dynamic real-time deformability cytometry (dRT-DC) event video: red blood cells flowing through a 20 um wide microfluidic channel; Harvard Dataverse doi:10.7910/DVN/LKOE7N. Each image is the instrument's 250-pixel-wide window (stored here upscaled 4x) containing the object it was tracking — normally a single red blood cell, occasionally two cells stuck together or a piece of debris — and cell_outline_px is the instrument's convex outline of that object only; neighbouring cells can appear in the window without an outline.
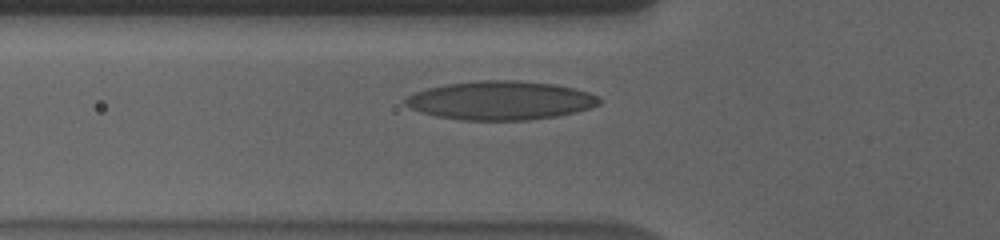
{"species": "human", "species_latin": "Homo sapiens", "temperature_condition": "cold", "stored_images_in_passage": 33, "camera_frame_rate_fps": 3000, "um_per_image_px": 0.085, "donor": {"sex": "male"}, "frame": {"image": 1, "passage_image": 2, "time_ms": 0.333, "image_size_px": [1000, 240], "cell_outline_px": [[600, 104], [592, 108], [576, 112], [556, 116], [528, 120], [464, 120], [436, 116], [420, 112], [404, 104], [404, 96], [428, 88], [448, 84], [480, 80], [516, 80], [556, 84], [576, 88], [600, 96]], "centroid_in_image_um": [42.58, 8.53], "position_along_channel_um": 83.2, "area_um2": 43.99}}
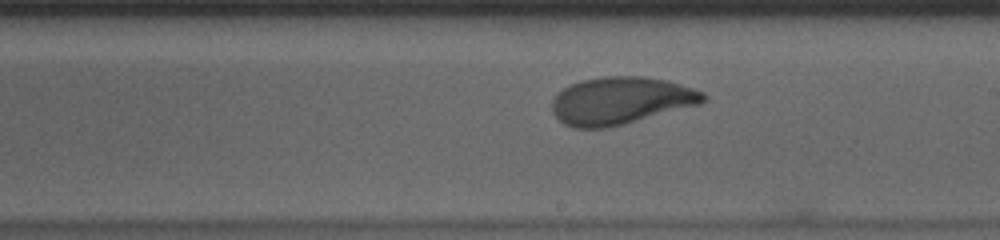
{"frame": {"image": 2, "passage_image": 15, "time_ms": 4.667, "image_size_px": [1000, 240], "cell_outline_px": [[708, 96], [700, 104], [624, 124], [608, 128], [576, 128], [564, 124], [552, 112], [552, 100], [564, 88], [580, 80], [604, 76], [640, 76], [668, 80], [704, 92]], "centroid_in_image_um": [52.77, 8.55], "position_along_channel_um": 236.2, "area_um2": 41.67}}
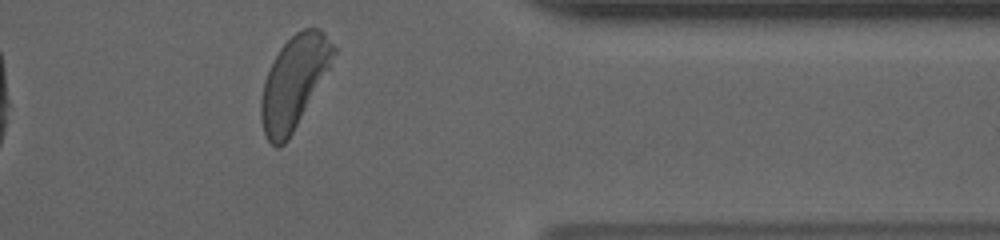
{"frame": {"image": 3, "passage_image": 29, "time_ms": 9.333, "image_size_px": [1000, 240], "cell_outline_px": [[336, 52], [328, 68], [288, 140], [280, 148], [276, 148], [268, 140], [264, 132], [260, 116], [260, 100], [264, 80], [280, 48], [296, 32], [304, 28], [320, 28], [324, 32], [336, 48]], "centroid_in_image_um": [24.96, 6.99], "position_along_channel_um": 386.4, "area_um2": 38.03}, "authors_computed_cell_mechanics": {"area_um2": 40.9802, "velocity_mm_per_s": 3.5268, "shape_relaxation_time_tau1_ms": 3.5893, "shape_relaxation_time_tau2_ms": 1.4791, "deformation_change_tau1": 0.1622, "deformation_change_tau2": 0.0742}}